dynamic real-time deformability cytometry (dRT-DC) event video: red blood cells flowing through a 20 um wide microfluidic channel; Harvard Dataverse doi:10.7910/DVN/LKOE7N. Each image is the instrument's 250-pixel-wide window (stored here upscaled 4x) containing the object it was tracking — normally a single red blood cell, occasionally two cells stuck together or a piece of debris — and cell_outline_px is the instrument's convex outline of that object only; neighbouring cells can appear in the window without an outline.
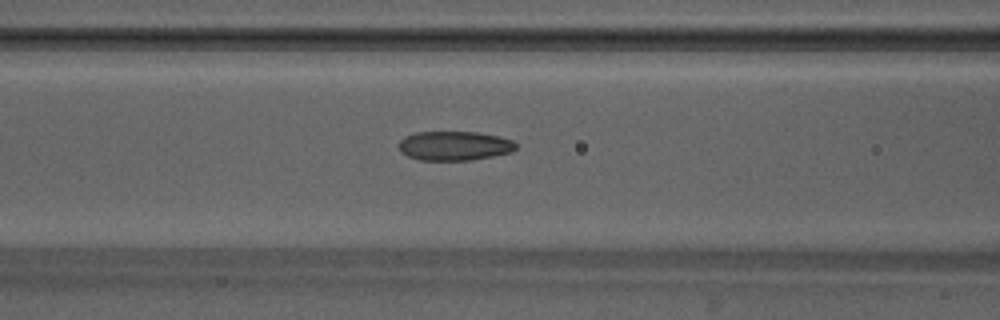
{"species": "Egyptian fruit bat (a non-hibernating species)", "species_latin": "Rousettus aegyptiacus", "temperature_condition": "warm", "stored_images_in_passage": 49, "camera_frame_rate_fps": 3000, "um_per_image_px": 0.085, "animal": {"sex": "male"}, "frame": {"image": 1, "passage_image": 21, "time_ms": 6.667, "image_size_px": [1000, 320], "cell_outline_px": [[516, 148], [512, 152], [492, 156], [468, 160], [420, 160], [408, 156], [400, 152], [400, 140], [404, 136], [416, 132], [476, 132], [496, 136], [512, 140], [516, 144]], "centroid_in_image_um": [38.6, 12.39], "position_along_channel_um": 128.0, "area_um2": 19.83}}
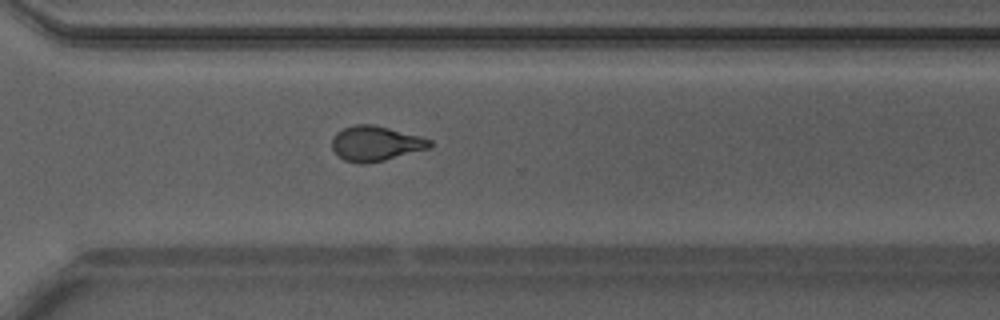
{"frame": {"image": 2, "passage_image": 36, "time_ms": 11.667, "image_size_px": [1000, 320], "cell_outline_px": [[432, 148], [384, 160], [360, 164], [344, 160], [332, 148], [332, 136], [336, 132], [344, 128], [356, 124], [372, 124], [420, 136], [432, 140]], "centroid_in_image_um": [31.94, 12.19], "position_along_channel_um": 338.7, "area_um2": 19.88}}
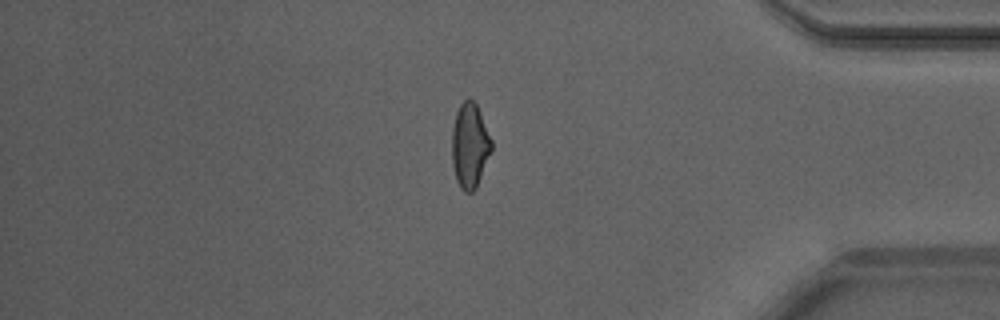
{"frame": {"image": 3, "passage_image": 42, "time_ms": 13.667, "image_size_px": [1000, 320], "cell_outline_px": [[492, 148], [476, 188], [472, 192], [464, 192], [460, 188], [456, 180], [452, 164], [452, 128], [456, 112], [460, 104], [468, 96], [476, 104], [480, 112], [492, 140]], "centroid_in_image_um": [39.92, 12.36], "position_along_channel_um": 395.3, "area_um2": 19.59}, "authors_computed_cell_mechanics": {"area_um2": 20.0566, "velocity_mm_per_s": 4.2189, "shape_relaxation_time_tau1_ms": 6.8142, "shape_relaxation_time_tau2_ms": 1.5433, "deformation_change_tau1": 0.1923, "deformation_change_tau2": 0.0758}}